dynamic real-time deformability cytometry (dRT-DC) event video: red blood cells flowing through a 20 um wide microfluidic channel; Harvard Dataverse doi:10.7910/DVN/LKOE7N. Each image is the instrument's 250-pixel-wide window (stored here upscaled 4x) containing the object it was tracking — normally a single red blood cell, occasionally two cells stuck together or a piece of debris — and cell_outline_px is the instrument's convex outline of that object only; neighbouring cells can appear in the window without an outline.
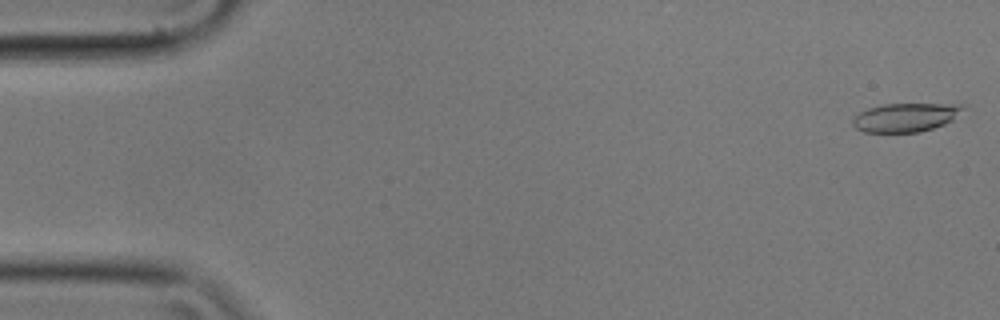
{"species": "common noctule bat (a hibernating species)", "species_latin": "Nyctalus noctula", "temperature_condition": "cold", "stored_images_in_passage": 10, "camera_frame_rate_fps": 3000, "um_per_image_px": 0.085, "animal": {"sex": "male", "body_mass_g": 17.9}, "frame": {"image": 1, "passage_image": 1, "time_ms": 0.0, "image_size_px": [1000, 320], "cell_outline_px": [[968, 104], [952, 120], [944, 124], [920, 132], [864, 132], [856, 128], [852, 124], [852, 120], [860, 112], [868, 108], [884, 104]], "centroid_in_image_um": [76.98, 9.97], "position_along_channel_um": 8.0, "area_um2": 18.32}}